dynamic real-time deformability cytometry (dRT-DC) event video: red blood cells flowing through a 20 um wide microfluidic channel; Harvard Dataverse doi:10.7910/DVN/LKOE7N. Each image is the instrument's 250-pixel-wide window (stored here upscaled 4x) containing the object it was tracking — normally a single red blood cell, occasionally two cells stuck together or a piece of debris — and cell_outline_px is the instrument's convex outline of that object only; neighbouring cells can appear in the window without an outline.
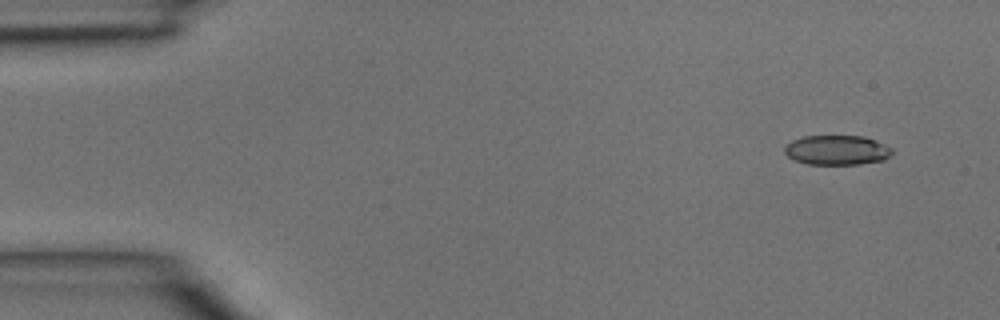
{"species": "common noctule bat (a hibernating species)", "species_latin": "Nyctalus noctula", "temperature_condition": "room temperature", "stored_images_in_passage": 4, "camera_frame_rate_fps": 3000, "um_per_image_px": 0.085, "animal": {"sex": "male", "body_mass_g": 15.6}, "frame": {"image": 1, "passage_image": 1, "time_ms": 0.0, "image_size_px": [1000, 320], "cell_outline_px": [[892, 156], [884, 160], [860, 164], [808, 164], [796, 160], [788, 156], [784, 152], [784, 144], [792, 140], [804, 136], [864, 136], [884, 144], [892, 148]], "centroid_in_image_um": [71.14, 12.75], "position_along_channel_um": 13.9, "area_um2": 18.67}}
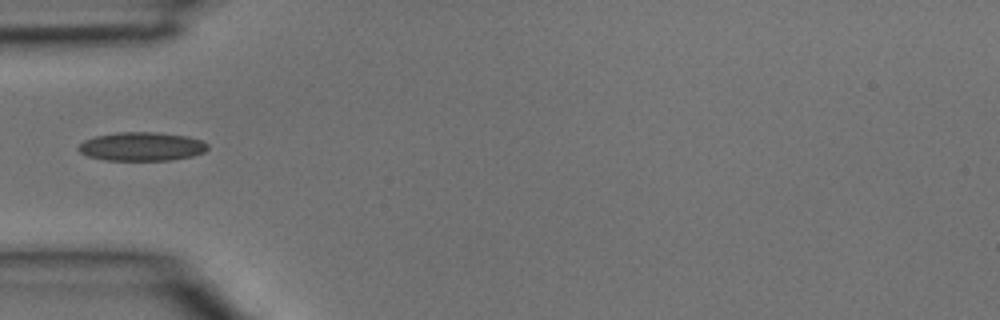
{"frame": {"image": 2, "passage_image": 4, "time_ms": 1.0, "image_size_px": [1000, 320], "cell_outline_px": [[208, 148], [204, 152], [192, 156], [172, 160], [104, 160], [88, 156], [80, 152], [76, 148], [84, 140], [96, 136], [116, 132], [156, 132], [188, 136], [204, 140], [208, 144]], "centroid_in_image_um": [12.06, 12.45], "position_along_channel_um": 72.9, "area_um2": 21.79}}